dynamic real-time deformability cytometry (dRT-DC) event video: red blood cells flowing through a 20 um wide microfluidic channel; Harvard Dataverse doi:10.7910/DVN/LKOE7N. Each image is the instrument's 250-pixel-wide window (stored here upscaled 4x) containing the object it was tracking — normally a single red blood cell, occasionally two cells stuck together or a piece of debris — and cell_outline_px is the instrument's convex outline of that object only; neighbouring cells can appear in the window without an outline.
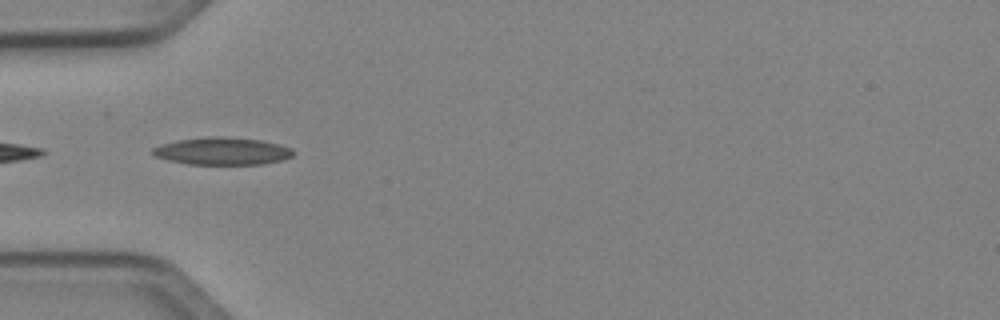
{"species": "Egyptian fruit bat (a non-hibernating species)", "species_latin": "Rousettus aegyptiacus", "temperature_condition": "cold", "stored_images_in_passage": 3, "camera_frame_rate_fps": 3000, "um_per_image_px": 0.085, "animal": {"sex": "female"}, "frame": {"image": 1, "passage_image": 1, "time_ms": 0.0, "image_size_px": [1000, 320], "cell_outline_px": [[296, 152], [292, 156], [284, 160], [264, 164], [188, 164], [168, 160], [156, 156], [148, 152], [152, 148], [160, 144], [180, 140], [208, 136], [220, 136], [260, 140], [292, 148]], "centroid_in_image_um": [18.89, 12.85], "position_along_channel_um": 66.1, "area_um2": 22.54}}